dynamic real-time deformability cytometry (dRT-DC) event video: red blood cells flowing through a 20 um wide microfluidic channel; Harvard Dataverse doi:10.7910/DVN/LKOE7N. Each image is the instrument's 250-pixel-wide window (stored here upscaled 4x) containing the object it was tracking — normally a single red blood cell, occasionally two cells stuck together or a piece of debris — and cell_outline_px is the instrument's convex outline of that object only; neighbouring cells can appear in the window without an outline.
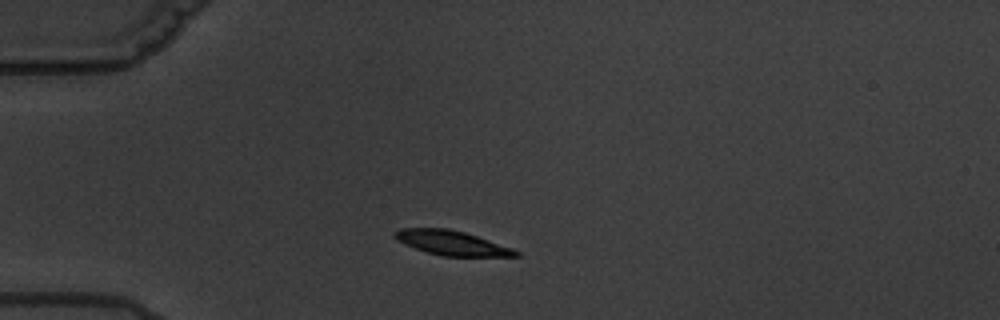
{"species": "common noctule bat (a hibernating species)", "species_latin": "Nyctalus noctula", "temperature_condition": "warm", "stored_images_in_passage": 3, "camera_frame_rate_fps": 3000, "um_per_image_px": 0.085, "animal": {"sex": "male", "body_mass_g": 19.5, "forearm_length_mm": 54.6}, "frame": {"image": 1, "passage_image": 1, "time_ms": 0.0, "image_size_px": [1000, 320], "cell_outline_px": [[520, 256], [440, 256], [416, 248], [396, 240], [392, 236], [400, 228], [448, 228], [464, 232], [512, 248], [520, 252]], "centroid_in_image_um": [38.39, 20.64], "position_along_channel_um": 46.6, "area_um2": 17.05}}